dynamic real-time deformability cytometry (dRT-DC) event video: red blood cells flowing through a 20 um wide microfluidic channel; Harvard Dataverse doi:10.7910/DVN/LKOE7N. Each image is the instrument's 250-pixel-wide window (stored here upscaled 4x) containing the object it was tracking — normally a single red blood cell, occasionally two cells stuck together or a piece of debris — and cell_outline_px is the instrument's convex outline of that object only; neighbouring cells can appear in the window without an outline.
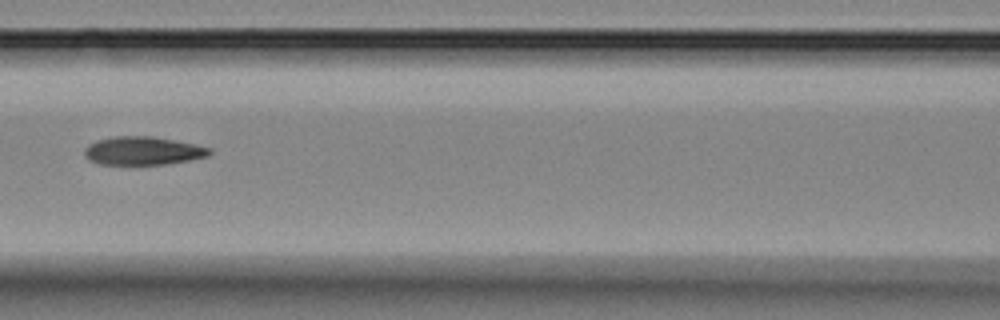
{"species": "Egyptian fruit bat (a non-hibernating species)", "species_latin": "Rousettus aegyptiacus", "temperature_condition": "room temperature", "stored_images_in_passage": 15, "camera_frame_rate_fps": 3000, "um_per_image_px": 0.085, "animal": {"sex": "female"}, "frame": {"image": 1, "passage_image": 7, "time_ms": 7.0, "image_size_px": [1000, 320], "cell_outline_px": [[212, 152], [208, 156], [168, 164], [100, 164], [88, 160], [84, 156], [84, 148], [88, 144], [96, 140], [116, 136], [152, 136], [212, 148]], "centroid_in_image_um": [12.1, 12.82], "position_along_channel_um": 154.5, "area_um2": 20.58}}
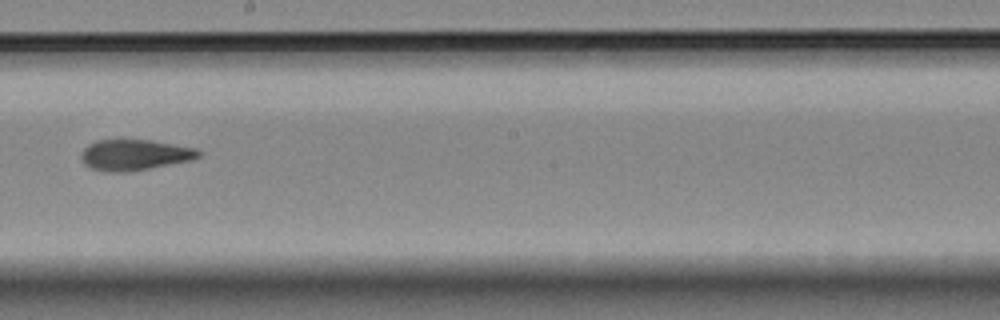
{"frame": {"image": 2, "passage_image": 9, "time_ms": 9.333, "image_size_px": [1000, 320], "cell_outline_px": [[200, 156], [192, 160], [128, 172], [108, 172], [88, 168], [84, 164], [80, 156], [84, 148], [88, 144], [96, 140], [152, 140], [196, 148], [200, 152]], "centroid_in_image_um": [11.41, 13.17], "position_along_channel_um": 236.8, "area_um2": 21.15}}
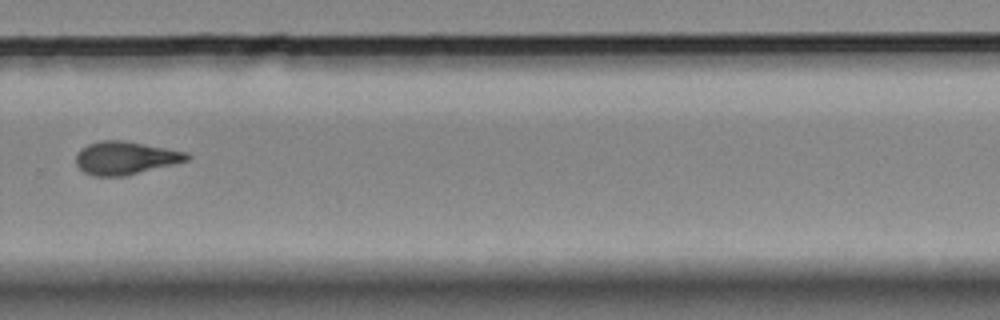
{"frame": {"image": 3, "passage_image": 11, "time_ms": 11.667, "image_size_px": [1000, 320], "cell_outline_px": [[192, 156], [188, 160], [124, 176], [96, 176], [84, 172], [76, 164], [76, 152], [80, 148], [88, 144], [100, 140], [124, 140], [188, 152]], "centroid_in_image_um": [10.64, 13.41], "position_along_channel_um": 319.2, "area_um2": 21.33}, "authors_computed_cell_mechanics": {"area_um2": 21.3282, "velocity_mm_per_s": 3.5286, "shape_relaxation_time_tau1_ms": 6.774, "shape_relaxation_time_tau2_ms": 1.8885, "deformation_change_tau1": 0.1883, "deformation_change_tau2": 0.0959}}